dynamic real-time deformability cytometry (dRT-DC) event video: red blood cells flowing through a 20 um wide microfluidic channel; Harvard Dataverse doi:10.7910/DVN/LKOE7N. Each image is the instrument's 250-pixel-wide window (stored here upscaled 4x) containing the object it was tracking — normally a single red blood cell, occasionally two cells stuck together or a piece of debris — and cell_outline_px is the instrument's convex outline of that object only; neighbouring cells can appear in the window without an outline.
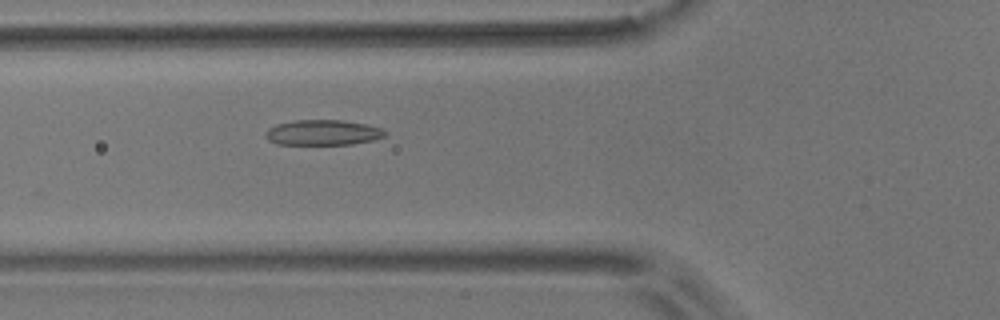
{"species": "common noctule bat (a hibernating species)", "species_latin": "Nyctalus noctula", "temperature_condition": "room temperature", "stored_images_in_passage": 44, "camera_frame_rate_fps": 3000, "um_per_image_px": 0.085, "animal": {"sex": "male", "body_mass_g": 17.9}, "frame": {"image": 1, "passage_image": 10, "time_ms": 3.0, "image_size_px": [1000, 320], "cell_outline_px": [[384, 136], [372, 140], [352, 144], [276, 144], [268, 140], [264, 136], [268, 128], [276, 124], [292, 120], [340, 120], [364, 124], [380, 128], [384, 132]], "centroid_in_image_um": [27.36, 11.26], "position_along_channel_um": 98.4, "area_um2": 17.46}}
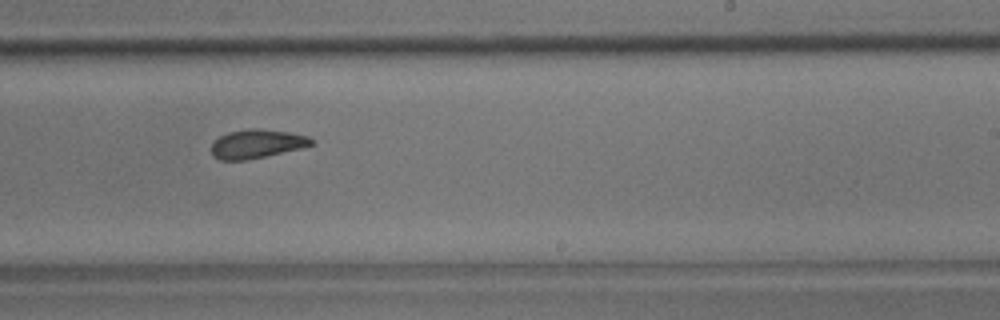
{"frame": {"image": 2, "passage_image": 24, "time_ms": 7.667, "image_size_px": [1000, 320], "cell_outline_px": [[316, 144], [300, 148], [248, 160], [220, 160], [212, 156], [212, 144], [220, 136], [228, 132], [252, 128], [256, 128], [288, 132], [308, 136], [316, 140]], "centroid_in_image_um": [21.85, 12.23], "position_along_channel_um": 267.1, "area_um2": 16.76}}
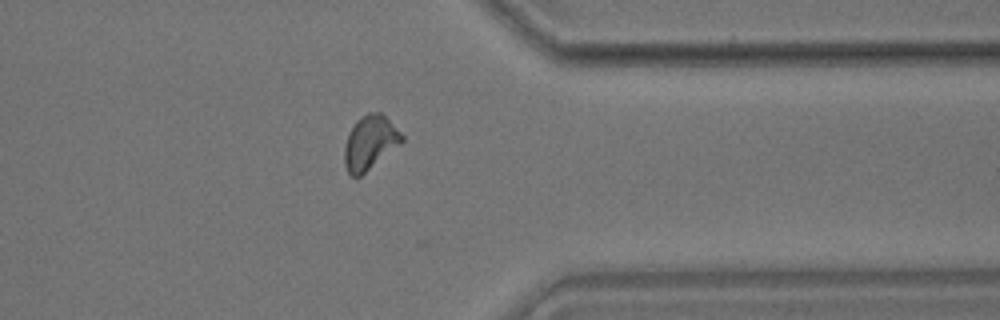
{"frame": {"image": 3, "passage_image": 34, "time_ms": 11.0, "image_size_px": [1000, 320], "cell_outline_px": [[404, 140], [400, 144], [360, 176], [352, 176], [348, 172], [344, 164], [344, 148], [348, 132], [356, 120], [360, 116], [368, 112], [380, 112], [404, 136]], "centroid_in_image_um": [31.42, 12.1], "position_along_channel_um": 380.0, "area_um2": 17.86}, "authors_computed_cell_mechanics": {"area_um2": 17.4556, "velocity_mm_per_s": 3.6154, "shape_relaxation_time_tau1_ms": 8.0267, "shape_relaxation_time_tau2_ms": 3.3667, "deformation_change_tau1": 0.1553, "deformation_change_tau2": 0.091}}